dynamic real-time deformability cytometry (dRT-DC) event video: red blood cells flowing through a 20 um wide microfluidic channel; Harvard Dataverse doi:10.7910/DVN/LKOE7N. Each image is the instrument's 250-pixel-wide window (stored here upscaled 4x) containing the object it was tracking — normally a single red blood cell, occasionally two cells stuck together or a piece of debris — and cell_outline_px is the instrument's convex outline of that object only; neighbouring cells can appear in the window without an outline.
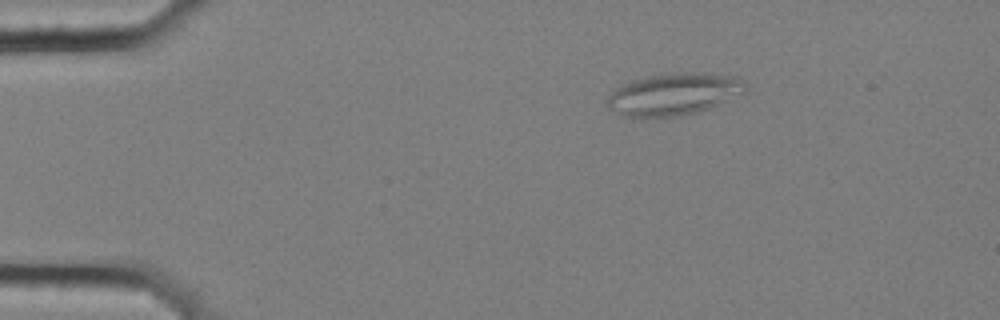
{"species": "common noctule bat (a hibernating species)", "species_latin": "Nyctalus noctula", "temperature_condition": "cold", "stored_images_in_passage": 4, "camera_frame_rate_fps": 3000, "um_per_image_px": 0.085, "animal": {"sex": "female", "body_mass_g": 25.1}, "frame": {"image": 1, "passage_image": 1, "time_ms": 0.0, "image_size_px": [1000, 320], "cell_outline_px": [[748, 88], [744, 92], [708, 108], [680, 116], [620, 116], [608, 108], [608, 96], [612, 88], [632, 80], [660, 72], [704, 72], [740, 76], [744, 80]], "centroid_in_image_um": [57.26, 7.95], "position_along_channel_um": 27.7, "area_um2": 34.28}}